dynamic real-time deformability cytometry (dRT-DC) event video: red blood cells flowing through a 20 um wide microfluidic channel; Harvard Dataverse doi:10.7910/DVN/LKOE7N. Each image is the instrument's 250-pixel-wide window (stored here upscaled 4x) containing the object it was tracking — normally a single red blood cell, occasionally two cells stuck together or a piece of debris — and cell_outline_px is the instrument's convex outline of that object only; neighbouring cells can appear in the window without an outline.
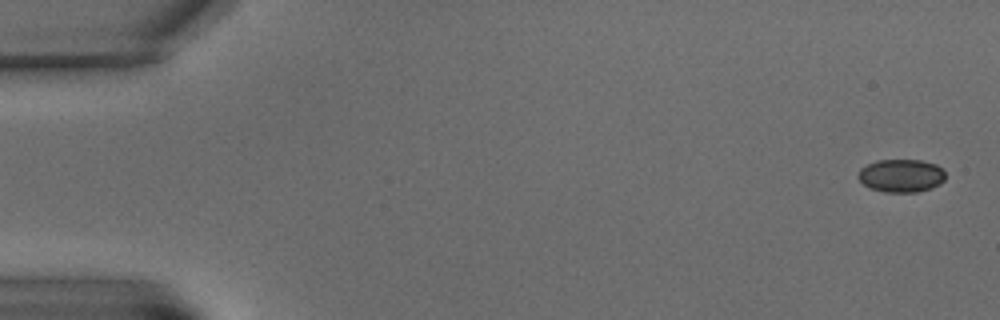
{"species": "common noctule bat (a hibernating species)", "species_latin": "Nyctalus noctula", "temperature_condition": "warm", "stored_images_in_passage": 6, "camera_frame_rate_fps": 3000, "um_per_image_px": 0.085, "animal": {"sex": "male", "body_mass_g": 15.6}, "frame": {"image": 1, "passage_image": 1, "time_ms": 0.0, "image_size_px": [1000, 320], "cell_outline_px": [[944, 180], [940, 184], [932, 188], [916, 192], [884, 192], [868, 188], [856, 176], [860, 168], [876, 160], [920, 160], [936, 164], [944, 172]], "centroid_in_image_um": [76.57, 14.93], "position_along_channel_um": 8.4, "area_um2": 16.88}}
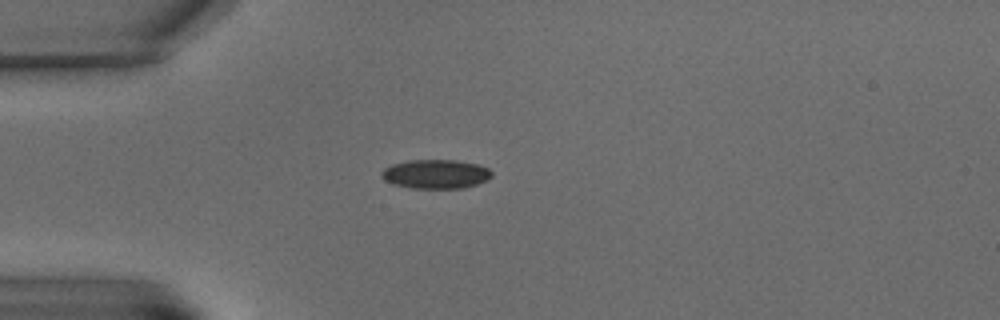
{"frame": {"image": 2, "passage_image": 6, "time_ms": 6.0, "image_size_px": [1000, 320], "cell_outline_px": [[492, 176], [488, 180], [464, 188], [412, 188], [392, 184], [384, 180], [380, 176], [380, 172], [384, 168], [392, 164], [408, 160], [456, 160], [476, 164], [488, 168], [492, 172]], "centroid_in_image_um": [37.01, 14.79], "position_along_channel_um": 48.0, "area_um2": 18.79}}